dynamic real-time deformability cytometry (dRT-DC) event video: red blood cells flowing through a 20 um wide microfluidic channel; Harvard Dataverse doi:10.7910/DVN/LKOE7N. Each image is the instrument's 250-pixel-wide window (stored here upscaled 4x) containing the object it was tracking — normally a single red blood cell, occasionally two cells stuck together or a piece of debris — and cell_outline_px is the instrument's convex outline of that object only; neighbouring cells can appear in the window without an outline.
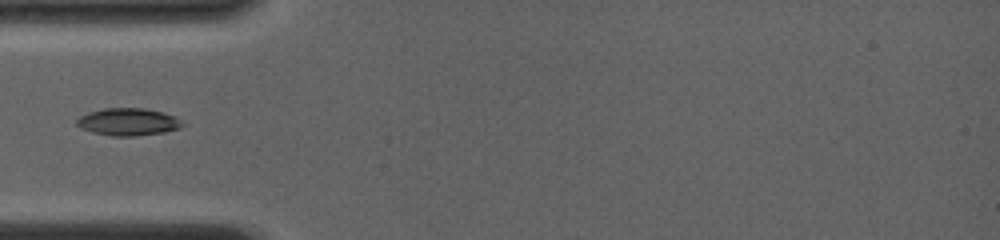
{"species": "common noctule bat (a hibernating species)", "species_latin": "Nyctalus noctula", "temperature_condition": "room temperature", "stored_images_in_passage": 56, "camera_frame_rate_fps": 4000, "um_per_image_px": 0.085, "animal": {"sex": "female", "body_mass_g": 19.0, "forearm_length_mm": 56.7}, "frame": {"image": 1, "passage_image": 1, "time_ms": 0.0, "image_size_px": [1000, 240], "cell_outline_px": [[184, 124], [180, 128], [164, 132], [136, 136], [112, 136], [92, 132], [80, 128], [76, 124], [76, 120], [80, 116], [88, 112], [104, 108], [144, 108], [160, 112], [172, 116], [180, 120]], "centroid_in_image_um": [10.85, 10.36], "position_along_channel_um": 74.2, "area_um2": 16.76}}
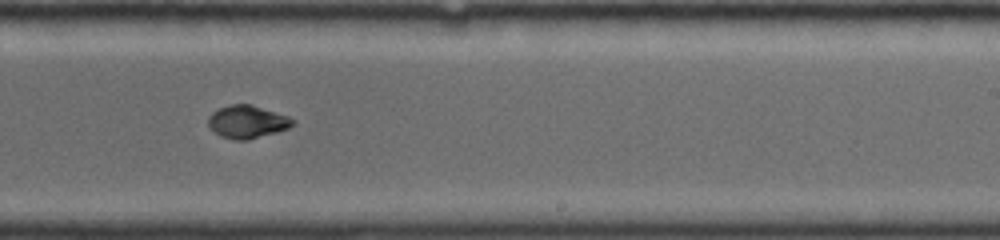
{"frame": {"image": 2, "passage_image": 27, "time_ms": 4.75, "image_size_px": [1000, 240], "cell_outline_px": [[296, 124], [288, 128], [276, 132], [248, 140], [232, 140], [220, 136], [208, 124], [208, 116], [212, 112], [220, 108], [232, 104], [252, 104], [288, 116], [296, 120]], "centroid_in_image_um": [21.04, 10.35], "position_along_channel_um": 268.0, "area_um2": 16.18}}
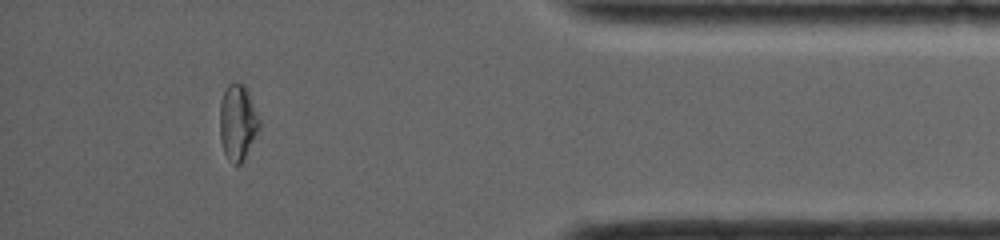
{"frame": {"image": 3, "passage_image": 48, "time_ms": 9.0, "image_size_px": [1000, 240], "cell_outline_px": [[260, 128], [244, 160], [240, 164], [232, 164], [228, 160], [224, 152], [220, 140], [220, 100], [228, 84], [232, 80], [244, 84], [248, 92], [260, 120]], "centroid_in_image_um": [20.2, 10.4], "position_along_channel_um": 415.0, "area_um2": 17.69}}